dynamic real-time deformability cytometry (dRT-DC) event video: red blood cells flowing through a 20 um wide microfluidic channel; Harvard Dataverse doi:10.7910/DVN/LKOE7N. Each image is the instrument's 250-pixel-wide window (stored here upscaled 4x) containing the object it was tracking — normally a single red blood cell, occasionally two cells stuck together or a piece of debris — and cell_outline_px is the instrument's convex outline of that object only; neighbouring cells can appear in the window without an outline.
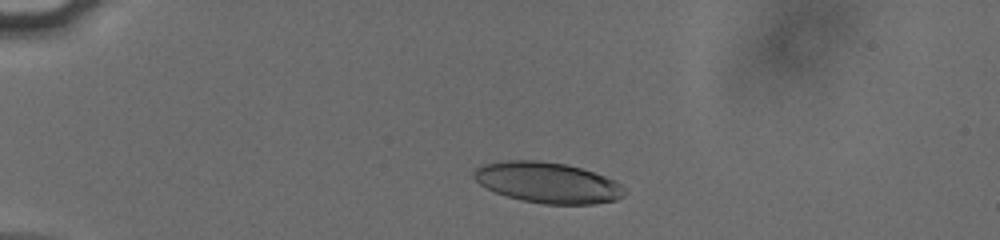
{"species": "human", "species_latin": "Homo sapiens", "temperature_condition": "cold", "stored_images_in_passage": 41, "camera_frame_rate_fps": 3000, "um_per_image_px": 0.085, "donor": {"sex": "male"}, "frame": {"image": 1, "passage_image": 7, "time_ms": 2.0, "image_size_px": [1000, 240], "cell_outline_px": [[624, 196], [616, 200], [596, 204], [544, 204], [524, 200], [508, 196], [496, 192], [480, 184], [472, 176], [472, 172], [476, 168], [484, 164], [508, 160], [540, 160], [564, 164], [580, 168], [604, 176], [620, 184], [624, 188]], "centroid_in_image_um": [46.54, 15.52], "position_along_channel_um": 38.5, "area_um2": 35.43}}
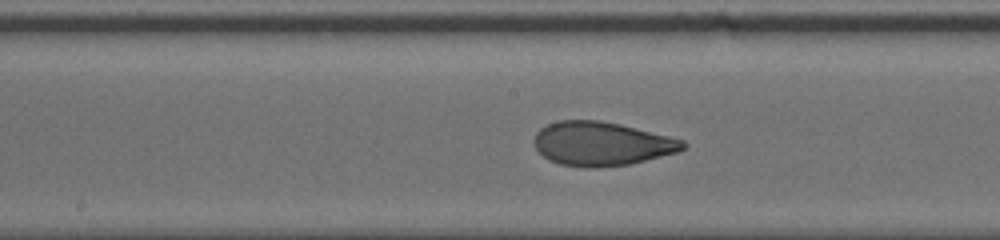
{"frame": {"image": 2, "passage_image": 24, "time_ms": 7.667, "image_size_px": [1000, 240], "cell_outline_px": [[688, 144], [680, 152], [628, 164], [592, 168], [588, 168], [560, 164], [548, 160], [536, 148], [532, 140], [536, 132], [540, 128], [548, 124], [560, 120], [600, 120], [620, 124], [684, 140]], "centroid_in_image_um": [51.13, 12.21], "position_along_channel_um": 197.1, "area_um2": 38.09}}
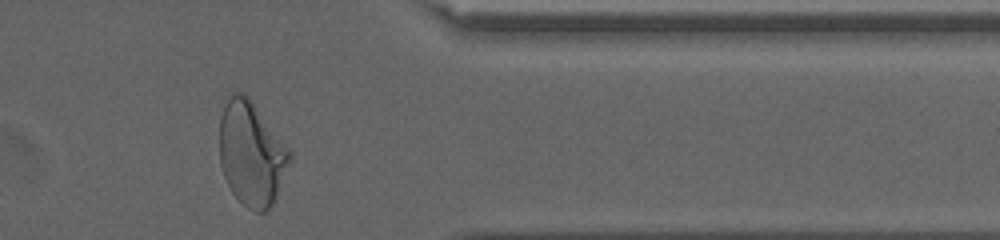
{"frame": {"image": 3, "passage_image": 40, "time_ms": 13.0, "image_size_px": [1000, 240], "cell_outline_px": [[292, 160], [276, 200], [264, 212], [256, 212], [248, 208], [232, 192], [224, 176], [220, 164], [220, 116], [228, 96], [236, 92], [240, 92], [248, 96], [292, 152]], "centroid_in_image_um": [21.4, 13.07], "position_along_channel_um": 390.0, "area_um2": 42.66}, "authors_computed_cell_mechanics": {"area_um2": 37.57, "velocity_mm_per_s": 3.8115, "shape_relaxation_time_tau1_ms": 4.8099, "shape_relaxation_time_tau2_ms": 1.1066, "deformation_change_tau1": 0.2159, "deformation_change_tau2": 0.0688}}